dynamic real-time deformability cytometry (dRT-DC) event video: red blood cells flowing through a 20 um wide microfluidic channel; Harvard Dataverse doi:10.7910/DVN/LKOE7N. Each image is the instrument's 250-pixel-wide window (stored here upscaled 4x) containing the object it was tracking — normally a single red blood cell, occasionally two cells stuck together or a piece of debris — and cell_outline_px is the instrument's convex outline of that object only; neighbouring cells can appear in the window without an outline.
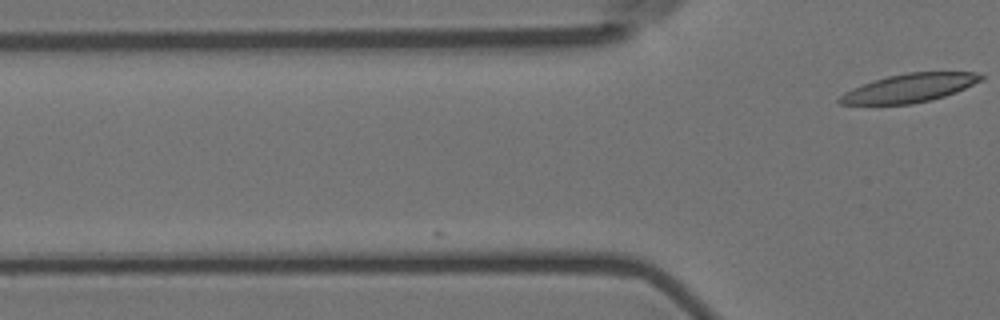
{"species": "Egyptian fruit bat (a non-hibernating species)", "species_latin": "Rousettus aegyptiacus", "temperature_condition": "room temperature", "stored_images_in_passage": 3, "camera_frame_rate_fps": 3000, "um_per_image_px": 0.085, "animal": {"sex": "female"}, "frame": {"image": 1, "passage_image": 3, "time_ms": 0.667, "image_size_px": [1000, 320], "cell_outline_px": [[984, 76], [980, 80], [956, 92], [944, 96], [912, 104], [840, 104], [836, 100], [844, 92], [864, 84], [888, 76], [908, 72], [980, 72]], "centroid_in_image_um": [77.3, 7.48], "position_along_channel_um": 48.5, "area_um2": 23.06}}